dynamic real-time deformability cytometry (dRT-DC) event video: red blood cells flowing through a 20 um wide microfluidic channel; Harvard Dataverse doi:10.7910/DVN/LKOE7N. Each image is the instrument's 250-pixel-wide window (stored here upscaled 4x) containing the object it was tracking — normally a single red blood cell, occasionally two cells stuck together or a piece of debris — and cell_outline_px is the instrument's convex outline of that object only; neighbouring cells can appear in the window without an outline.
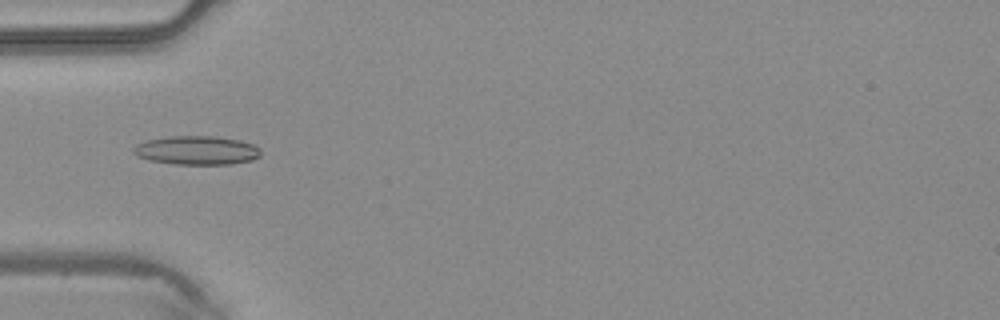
{"species": "common noctule bat (a hibernating species)", "species_latin": "Nyctalus noctula", "temperature_condition": "warm", "stored_images_in_passage": 46, "camera_frame_rate_fps": 3000, "um_per_image_px": 0.085, "animal": {"sex": "male", "body_mass_g": 20.4}, "frame": {"image": 1, "passage_image": 15, "time_ms": 4.667, "image_size_px": [1000, 320], "cell_outline_px": [[260, 156], [252, 160], [232, 164], [176, 164], [148, 160], [136, 156], [132, 152], [132, 148], [136, 144], [144, 140], [168, 136], [212, 136], [240, 140], [252, 144], [260, 148]], "centroid_in_image_um": [16.68, 12.77], "position_along_channel_um": 68.3, "area_um2": 21.56}}
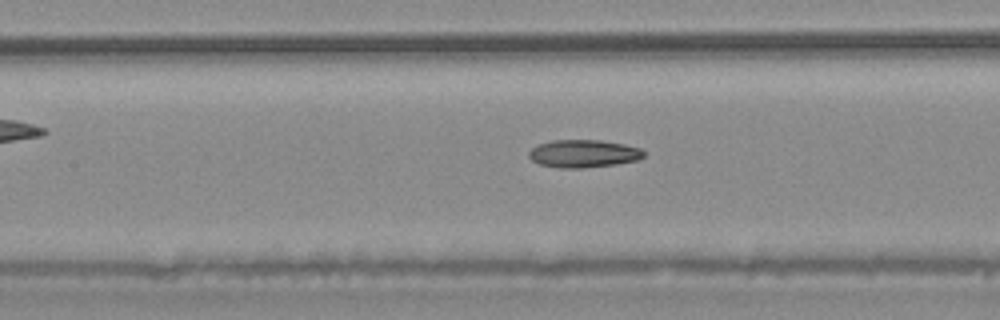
{"frame": {"image": 2, "passage_image": 21, "time_ms": 6.667, "image_size_px": [1000, 320], "cell_outline_px": [[644, 156], [640, 160], [616, 164], [584, 168], [556, 168], [540, 164], [532, 160], [528, 156], [528, 152], [532, 148], [540, 144], [552, 140], [600, 140], [624, 144], [640, 148], [644, 152]], "centroid_in_image_um": [49.6, 13.06], "position_along_channel_um": 157.8, "area_um2": 18.67}}
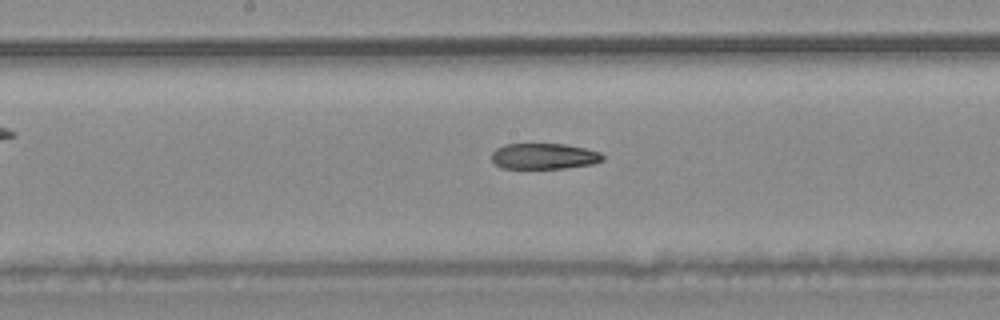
{"frame": {"image": 3, "passage_image": 24, "time_ms": 7.667, "image_size_px": [1000, 320], "cell_outline_px": [[604, 160], [592, 164], [564, 168], [500, 168], [492, 160], [492, 152], [496, 148], [504, 144], [568, 144], [600, 152], [604, 156]], "centroid_in_image_um": [46.24, 13.27], "position_along_channel_um": 202.0, "area_um2": 16.76}}